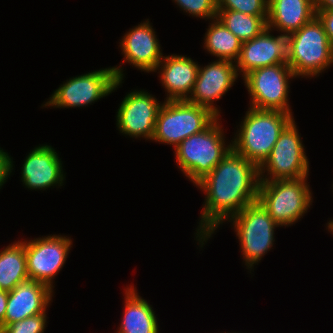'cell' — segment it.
<instances>
[{
    "label": "cell",
    "mask_w": 333,
    "mask_h": 333,
    "mask_svg": "<svg viewBox=\"0 0 333 333\" xmlns=\"http://www.w3.org/2000/svg\"><path fill=\"white\" fill-rule=\"evenodd\" d=\"M259 184V167L231 150L195 185L205 194L195 230L199 247L202 248L225 221L257 201Z\"/></svg>",
    "instance_id": "6da1fadb"
},
{
    "label": "cell",
    "mask_w": 333,
    "mask_h": 333,
    "mask_svg": "<svg viewBox=\"0 0 333 333\" xmlns=\"http://www.w3.org/2000/svg\"><path fill=\"white\" fill-rule=\"evenodd\" d=\"M248 108L231 140L232 150L260 167L294 116L279 110Z\"/></svg>",
    "instance_id": "7a4b0ae2"
},
{
    "label": "cell",
    "mask_w": 333,
    "mask_h": 333,
    "mask_svg": "<svg viewBox=\"0 0 333 333\" xmlns=\"http://www.w3.org/2000/svg\"><path fill=\"white\" fill-rule=\"evenodd\" d=\"M219 120L217 117L206 129L184 139L174 149L178 168L194 185L232 150V142L225 143L223 126Z\"/></svg>",
    "instance_id": "3957f363"
},
{
    "label": "cell",
    "mask_w": 333,
    "mask_h": 333,
    "mask_svg": "<svg viewBox=\"0 0 333 333\" xmlns=\"http://www.w3.org/2000/svg\"><path fill=\"white\" fill-rule=\"evenodd\" d=\"M287 37V64L297 78H316L333 66V46L317 16Z\"/></svg>",
    "instance_id": "277c9868"
},
{
    "label": "cell",
    "mask_w": 333,
    "mask_h": 333,
    "mask_svg": "<svg viewBox=\"0 0 333 333\" xmlns=\"http://www.w3.org/2000/svg\"><path fill=\"white\" fill-rule=\"evenodd\" d=\"M101 68L69 78L42 105L44 108H79L97 102L115 92L125 77L123 67Z\"/></svg>",
    "instance_id": "5b68a950"
},
{
    "label": "cell",
    "mask_w": 333,
    "mask_h": 333,
    "mask_svg": "<svg viewBox=\"0 0 333 333\" xmlns=\"http://www.w3.org/2000/svg\"><path fill=\"white\" fill-rule=\"evenodd\" d=\"M307 178L260 181L257 201L280 227L301 220L312 205Z\"/></svg>",
    "instance_id": "8992f818"
},
{
    "label": "cell",
    "mask_w": 333,
    "mask_h": 333,
    "mask_svg": "<svg viewBox=\"0 0 333 333\" xmlns=\"http://www.w3.org/2000/svg\"><path fill=\"white\" fill-rule=\"evenodd\" d=\"M231 222L239 239L242 259L251 273L254 266L262 260L263 256L273 247L274 232L280 227L269 213L258 202L245 206L239 213L231 217Z\"/></svg>",
    "instance_id": "52a82bcc"
},
{
    "label": "cell",
    "mask_w": 333,
    "mask_h": 333,
    "mask_svg": "<svg viewBox=\"0 0 333 333\" xmlns=\"http://www.w3.org/2000/svg\"><path fill=\"white\" fill-rule=\"evenodd\" d=\"M217 116L209 109L180 101H164L159 109L153 139L175 149L184 139L206 129Z\"/></svg>",
    "instance_id": "ba28073f"
},
{
    "label": "cell",
    "mask_w": 333,
    "mask_h": 333,
    "mask_svg": "<svg viewBox=\"0 0 333 333\" xmlns=\"http://www.w3.org/2000/svg\"><path fill=\"white\" fill-rule=\"evenodd\" d=\"M297 78L287 63L255 69L242 79L250 95L251 108L293 112L289 102V79Z\"/></svg>",
    "instance_id": "9c48e42d"
},
{
    "label": "cell",
    "mask_w": 333,
    "mask_h": 333,
    "mask_svg": "<svg viewBox=\"0 0 333 333\" xmlns=\"http://www.w3.org/2000/svg\"><path fill=\"white\" fill-rule=\"evenodd\" d=\"M296 124L293 119L280 133L270 155L259 167L260 181L309 176V159Z\"/></svg>",
    "instance_id": "30bf717a"
},
{
    "label": "cell",
    "mask_w": 333,
    "mask_h": 333,
    "mask_svg": "<svg viewBox=\"0 0 333 333\" xmlns=\"http://www.w3.org/2000/svg\"><path fill=\"white\" fill-rule=\"evenodd\" d=\"M20 241L25 247L28 278L53 290V279L64 267L72 248L71 237L53 234Z\"/></svg>",
    "instance_id": "8fae6325"
},
{
    "label": "cell",
    "mask_w": 333,
    "mask_h": 333,
    "mask_svg": "<svg viewBox=\"0 0 333 333\" xmlns=\"http://www.w3.org/2000/svg\"><path fill=\"white\" fill-rule=\"evenodd\" d=\"M162 102L146 90H131L117 110L116 126L119 133L135 139L152 140L157 115Z\"/></svg>",
    "instance_id": "7c38bea8"
},
{
    "label": "cell",
    "mask_w": 333,
    "mask_h": 333,
    "mask_svg": "<svg viewBox=\"0 0 333 333\" xmlns=\"http://www.w3.org/2000/svg\"><path fill=\"white\" fill-rule=\"evenodd\" d=\"M235 62L215 60L198 68L193 90L186 100L189 103L209 109L220 118V109L214 102L225 96L238 79Z\"/></svg>",
    "instance_id": "4fadbf2b"
},
{
    "label": "cell",
    "mask_w": 333,
    "mask_h": 333,
    "mask_svg": "<svg viewBox=\"0 0 333 333\" xmlns=\"http://www.w3.org/2000/svg\"><path fill=\"white\" fill-rule=\"evenodd\" d=\"M272 32L267 27L253 39L242 42L240 55L235 62L239 76L244 77L258 68L287 63L288 37L280 33L274 36Z\"/></svg>",
    "instance_id": "5bb4252c"
},
{
    "label": "cell",
    "mask_w": 333,
    "mask_h": 333,
    "mask_svg": "<svg viewBox=\"0 0 333 333\" xmlns=\"http://www.w3.org/2000/svg\"><path fill=\"white\" fill-rule=\"evenodd\" d=\"M56 150L47 144H41L31 150L21 167V181L29 190H46L64 184L66 173Z\"/></svg>",
    "instance_id": "9a60e30c"
},
{
    "label": "cell",
    "mask_w": 333,
    "mask_h": 333,
    "mask_svg": "<svg viewBox=\"0 0 333 333\" xmlns=\"http://www.w3.org/2000/svg\"><path fill=\"white\" fill-rule=\"evenodd\" d=\"M119 47L124 56L123 63L146 73L155 72L163 58L161 44L149 19L128 30L120 39Z\"/></svg>",
    "instance_id": "2e32d148"
},
{
    "label": "cell",
    "mask_w": 333,
    "mask_h": 333,
    "mask_svg": "<svg viewBox=\"0 0 333 333\" xmlns=\"http://www.w3.org/2000/svg\"><path fill=\"white\" fill-rule=\"evenodd\" d=\"M52 297L54 290L43 283L32 279L19 283L8 292L5 326L44 313Z\"/></svg>",
    "instance_id": "e0dca14e"
},
{
    "label": "cell",
    "mask_w": 333,
    "mask_h": 333,
    "mask_svg": "<svg viewBox=\"0 0 333 333\" xmlns=\"http://www.w3.org/2000/svg\"><path fill=\"white\" fill-rule=\"evenodd\" d=\"M199 64L186 55H165L157 65L164 101L187 100L195 85ZM160 70V71H159Z\"/></svg>",
    "instance_id": "ac0fdd59"
},
{
    "label": "cell",
    "mask_w": 333,
    "mask_h": 333,
    "mask_svg": "<svg viewBox=\"0 0 333 333\" xmlns=\"http://www.w3.org/2000/svg\"><path fill=\"white\" fill-rule=\"evenodd\" d=\"M316 16L315 0H268L267 27L290 35Z\"/></svg>",
    "instance_id": "d6986e66"
},
{
    "label": "cell",
    "mask_w": 333,
    "mask_h": 333,
    "mask_svg": "<svg viewBox=\"0 0 333 333\" xmlns=\"http://www.w3.org/2000/svg\"><path fill=\"white\" fill-rule=\"evenodd\" d=\"M136 289L133 284L124 288V311L116 333H159L158 317L152 305Z\"/></svg>",
    "instance_id": "ffe728a7"
},
{
    "label": "cell",
    "mask_w": 333,
    "mask_h": 333,
    "mask_svg": "<svg viewBox=\"0 0 333 333\" xmlns=\"http://www.w3.org/2000/svg\"><path fill=\"white\" fill-rule=\"evenodd\" d=\"M28 278L24 244L18 240L0 250V290L12 291Z\"/></svg>",
    "instance_id": "44dd1931"
},
{
    "label": "cell",
    "mask_w": 333,
    "mask_h": 333,
    "mask_svg": "<svg viewBox=\"0 0 333 333\" xmlns=\"http://www.w3.org/2000/svg\"><path fill=\"white\" fill-rule=\"evenodd\" d=\"M210 21L204 36V49L218 60L236 62L240 55L242 41L217 18Z\"/></svg>",
    "instance_id": "7402d4cb"
},
{
    "label": "cell",
    "mask_w": 333,
    "mask_h": 333,
    "mask_svg": "<svg viewBox=\"0 0 333 333\" xmlns=\"http://www.w3.org/2000/svg\"><path fill=\"white\" fill-rule=\"evenodd\" d=\"M268 16H251L232 10H217V19L242 42L259 35L267 28Z\"/></svg>",
    "instance_id": "603a6c76"
},
{
    "label": "cell",
    "mask_w": 333,
    "mask_h": 333,
    "mask_svg": "<svg viewBox=\"0 0 333 333\" xmlns=\"http://www.w3.org/2000/svg\"><path fill=\"white\" fill-rule=\"evenodd\" d=\"M217 10H232L251 16H268V0H217Z\"/></svg>",
    "instance_id": "cb8c5ba5"
},
{
    "label": "cell",
    "mask_w": 333,
    "mask_h": 333,
    "mask_svg": "<svg viewBox=\"0 0 333 333\" xmlns=\"http://www.w3.org/2000/svg\"><path fill=\"white\" fill-rule=\"evenodd\" d=\"M177 6L192 17L207 21L217 18V0H172Z\"/></svg>",
    "instance_id": "d4e9b609"
},
{
    "label": "cell",
    "mask_w": 333,
    "mask_h": 333,
    "mask_svg": "<svg viewBox=\"0 0 333 333\" xmlns=\"http://www.w3.org/2000/svg\"><path fill=\"white\" fill-rule=\"evenodd\" d=\"M47 311L27 317L0 328V333H44L47 327Z\"/></svg>",
    "instance_id": "484cf974"
},
{
    "label": "cell",
    "mask_w": 333,
    "mask_h": 333,
    "mask_svg": "<svg viewBox=\"0 0 333 333\" xmlns=\"http://www.w3.org/2000/svg\"><path fill=\"white\" fill-rule=\"evenodd\" d=\"M13 158L0 147V189L6 184L13 171Z\"/></svg>",
    "instance_id": "4316f807"
},
{
    "label": "cell",
    "mask_w": 333,
    "mask_h": 333,
    "mask_svg": "<svg viewBox=\"0 0 333 333\" xmlns=\"http://www.w3.org/2000/svg\"><path fill=\"white\" fill-rule=\"evenodd\" d=\"M316 16L322 22L328 40L333 46V9L316 11Z\"/></svg>",
    "instance_id": "83f0119b"
},
{
    "label": "cell",
    "mask_w": 333,
    "mask_h": 333,
    "mask_svg": "<svg viewBox=\"0 0 333 333\" xmlns=\"http://www.w3.org/2000/svg\"><path fill=\"white\" fill-rule=\"evenodd\" d=\"M8 291L0 290V328L5 327Z\"/></svg>",
    "instance_id": "f1b7e54d"
},
{
    "label": "cell",
    "mask_w": 333,
    "mask_h": 333,
    "mask_svg": "<svg viewBox=\"0 0 333 333\" xmlns=\"http://www.w3.org/2000/svg\"><path fill=\"white\" fill-rule=\"evenodd\" d=\"M316 11L333 9V0H315Z\"/></svg>",
    "instance_id": "f546056e"
},
{
    "label": "cell",
    "mask_w": 333,
    "mask_h": 333,
    "mask_svg": "<svg viewBox=\"0 0 333 333\" xmlns=\"http://www.w3.org/2000/svg\"><path fill=\"white\" fill-rule=\"evenodd\" d=\"M327 230L333 235V222H327Z\"/></svg>",
    "instance_id": "4dcf8cb0"
}]
</instances>
